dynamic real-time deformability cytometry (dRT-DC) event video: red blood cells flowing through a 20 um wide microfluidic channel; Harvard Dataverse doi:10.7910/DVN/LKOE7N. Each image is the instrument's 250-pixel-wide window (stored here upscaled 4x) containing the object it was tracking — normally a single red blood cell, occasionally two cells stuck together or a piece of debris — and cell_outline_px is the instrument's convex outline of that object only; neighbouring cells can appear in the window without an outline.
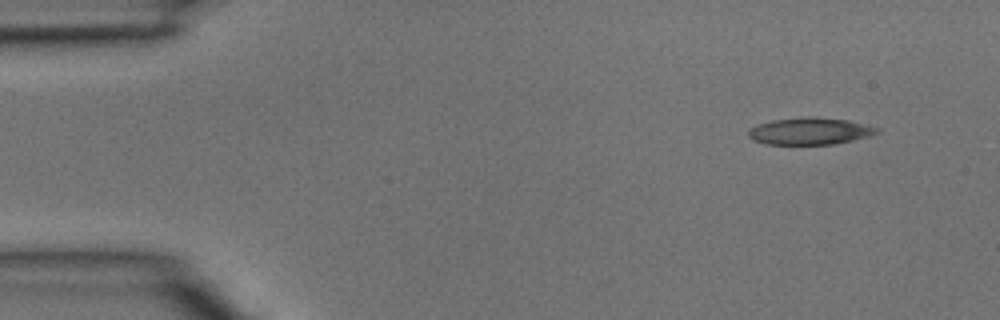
{"species": "common noctule bat (a hibernating species)", "species_latin": "Nyctalus noctula", "temperature_condition": "room temperature", "stored_images_in_passage": 2, "camera_frame_rate_fps": 3000, "um_per_image_px": 0.085, "animal": {"sex": "male", "body_mass_g": 15.6}, "frame": {"image": 1, "passage_image": 1, "time_ms": 0.0, "image_size_px": [1000, 320], "cell_outline_px": [[880, 132], [868, 136], [852, 140], [832, 144], [764, 144], [752, 140], [748, 136], [748, 132], [756, 124], [772, 120], [812, 116], [848, 120], [880, 128]], "centroid_in_image_um": [68.83, 11.14], "position_along_channel_um": 16.2, "area_um2": 20.17}}